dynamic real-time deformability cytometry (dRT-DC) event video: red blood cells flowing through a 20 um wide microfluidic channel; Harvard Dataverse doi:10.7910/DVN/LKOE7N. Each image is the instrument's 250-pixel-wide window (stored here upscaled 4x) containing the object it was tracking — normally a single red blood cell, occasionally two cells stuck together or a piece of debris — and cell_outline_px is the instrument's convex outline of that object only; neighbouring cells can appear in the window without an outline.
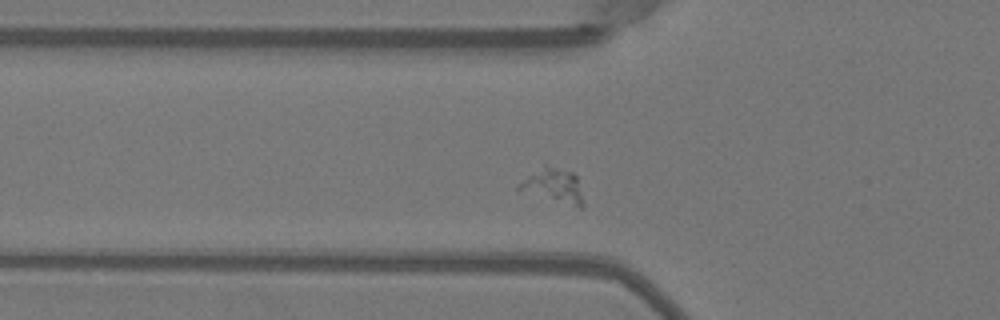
{"species": "Egyptian fruit bat (a non-hibernating species)", "species_latin": "Rousettus aegyptiacus", "temperature_condition": "warm", "stored_images_in_passage": 41, "camera_frame_rate_fps": 3000, "um_per_image_px": 0.085, "animal": {"sex": "female"}, "frame": {"image": 1, "passage_image": 6, "time_ms": 1.667, "image_size_px": [1000, 320], "cell_outline_px": [[584, 204], [580, 208], [516, 188], [528, 176], [548, 168], [552, 168], [572, 172], [576, 176]], "centroid_in_image_um": [47.14, 15.83], "position_along_channel_um": 78.7, "area_um2": 11.44}}
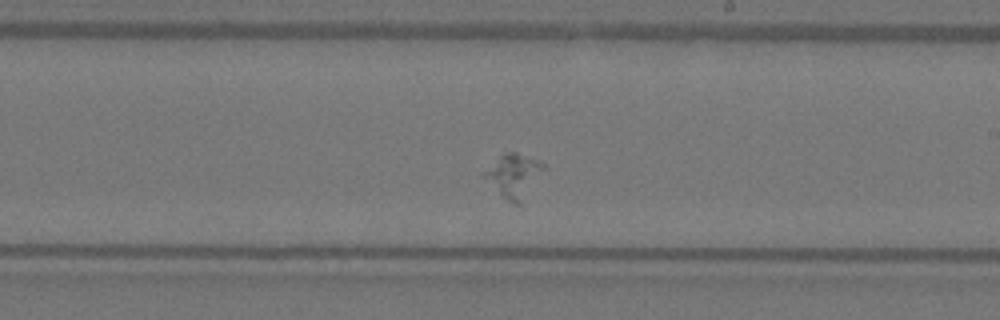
{"frame": {"image": 2, "passage_image": 19, "time_ms": 6.0, "image_size_px": [1000, 320], "cell_outline_px": [[544, 168], [520, 204], [516, 204], [508, 200], [480, 172], [500, 156], [508, 152], [516, 152], [540, 160], [544, 164]], "centroid_in_image_um": [43.67, 14.87], "position_along_channel_um": 245.3, "area_um2": 14.33}}
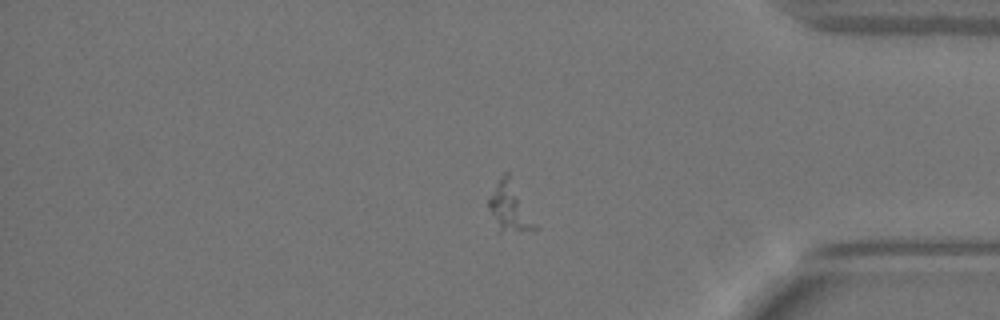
{"frame": {"image": 3, "passage_image": 32, "time_ms": 10.333, "image_size_px": [1000, 320], "cell_outline_px": [[536, 228], [500, 232], [488, 208], [488, 200], [500, 176], [504, 172], [508, 172], [536, 224]], "centroid_in_image_um": [43.28, 17.57], "position_along_channel_um": 391.9, "area_um2": 12.54}}